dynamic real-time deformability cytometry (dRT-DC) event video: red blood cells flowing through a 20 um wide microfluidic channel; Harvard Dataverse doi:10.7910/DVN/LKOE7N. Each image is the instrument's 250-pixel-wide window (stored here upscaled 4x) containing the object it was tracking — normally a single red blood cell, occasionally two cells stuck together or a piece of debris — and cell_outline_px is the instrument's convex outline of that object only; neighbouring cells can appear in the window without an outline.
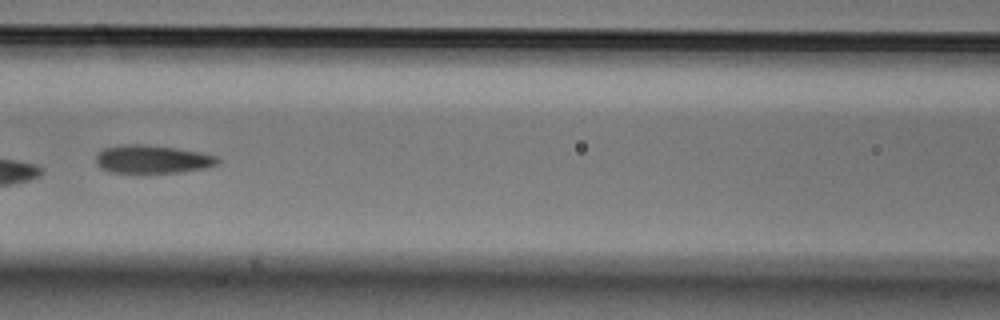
{"species": "Egyptian fruit bat (a non-hibernating species)", "species_latin": "Rousettus aegyptiacus", "temperature_condition": "cold", "stored_images_in_passage": 8, "camera_frame_rate_fps": 3000, "um_per_image_px": 0.085, "animal": {"sex": "male"}, "frame": {"image": 1, "passage_image": 7, "time_ms": 2.0, "image_size_px": [1000, 320], "cell_outline_px": [[220, 164], [208, 168], [180, 172], [112, 172], [96, 164], [96, 152], [104, 148], [120, 144], [144, 144], [176, 148], [200, 152], [216, 156], [220, 160]], "centroid_in_image_um": [12.98, 13.52], "position_along_channel_um": 153.6, "area_um2": 20.06}}
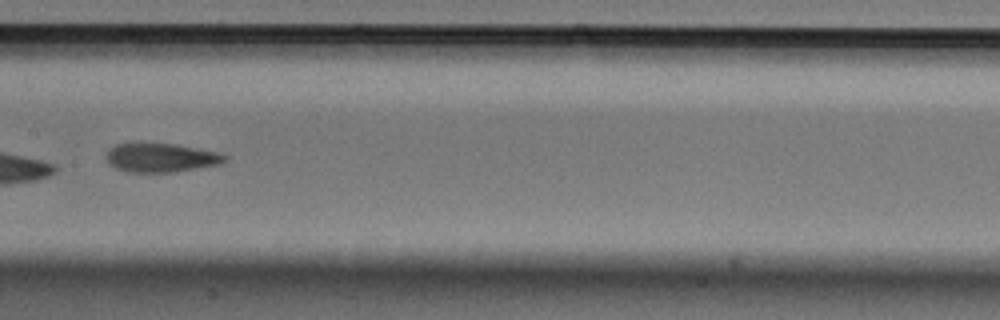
{"frame": {"image": 2, "passage_image": 8, "time_ms": 2.333, "image_size_px": [1000, 320], "cell_outline_px": [[228, 160], [220, 164], [176, 172], [128, 172], [116, 168], [108, 164], [104, 156], [108, 148], [116, 144], [132, 140], [140, 140], [176, 144], [220, 152], [228, 156]], "centroid_in_image_um": [13.62, 13.35], "position_along_channel_um": 193.8, "area_um2": 21.15}}